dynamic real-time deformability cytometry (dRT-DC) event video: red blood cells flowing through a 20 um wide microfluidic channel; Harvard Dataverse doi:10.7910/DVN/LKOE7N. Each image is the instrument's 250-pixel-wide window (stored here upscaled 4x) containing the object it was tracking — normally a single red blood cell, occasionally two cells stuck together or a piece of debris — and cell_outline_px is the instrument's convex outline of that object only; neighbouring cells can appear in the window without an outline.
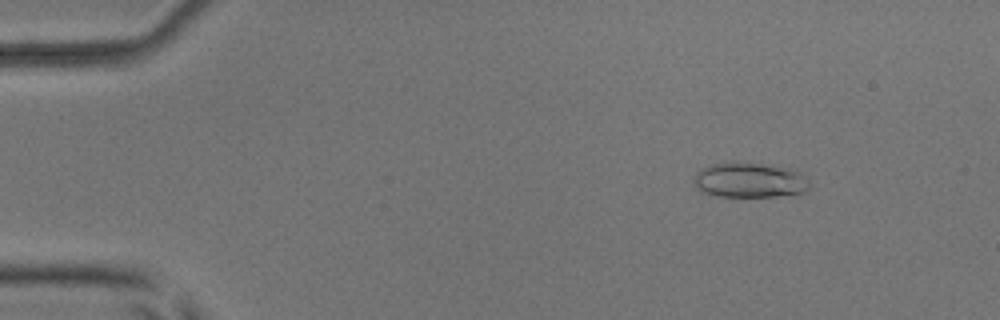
{"species": "common noctule bat (a hibernating species)", "species_latin": "Nyctalus noctula", "temperature_condition": "room temperature", "stored_images_in_passage": 5, "camera_frame_rate_fps": 3000, "um_per_image_px": 0.085, "animal": {"sex": "male", "body_mass_g": 17.9, "forearm_length_mm": 54.2}, "frame": {"image": 1, "passage_image": 1, "time_ms": 0.0, "image_size_px": [1000, 320], "cell_outline_px": [[808, 188], [804, 192], [776, 196], [716, 196], [704, 192], [696, 184], [696, 172], [712, 164], [732, 160], [780, 164], [792, 168], [800, 172], [808, 184]], "centroid_in_image_um": [63.76, 15.25], "position_along_channel_um": 21.2, "area_um2": 23.87}}
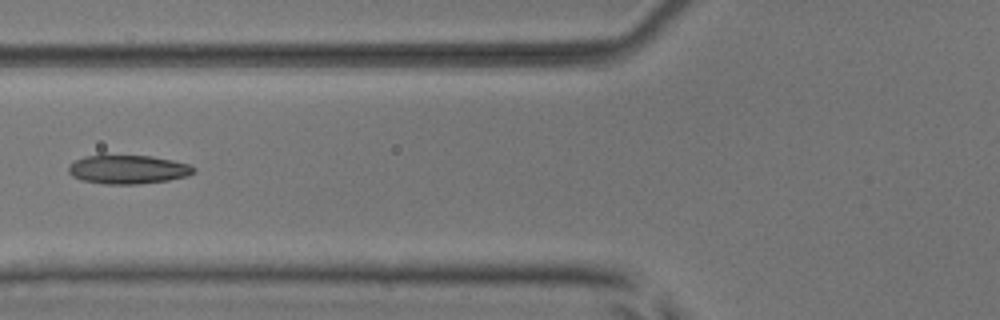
{"frame": {"image": 2, "passage_image": 5, "time_ms": 4.667, "image_size_px": [1000, 320], "cell_outline_px": [[196, 172], [188, 176], [168, 180], [136, 184], [104, 184], [80, 180], [72, 176], [68, 172], [68, 164], [84, 156], [152, 156], [192, 164], [196, 168]], "centroid_in_image_um": [10.9, 14.41], "position_along_channel_um": 114.9, "area_um2": 21.1}}